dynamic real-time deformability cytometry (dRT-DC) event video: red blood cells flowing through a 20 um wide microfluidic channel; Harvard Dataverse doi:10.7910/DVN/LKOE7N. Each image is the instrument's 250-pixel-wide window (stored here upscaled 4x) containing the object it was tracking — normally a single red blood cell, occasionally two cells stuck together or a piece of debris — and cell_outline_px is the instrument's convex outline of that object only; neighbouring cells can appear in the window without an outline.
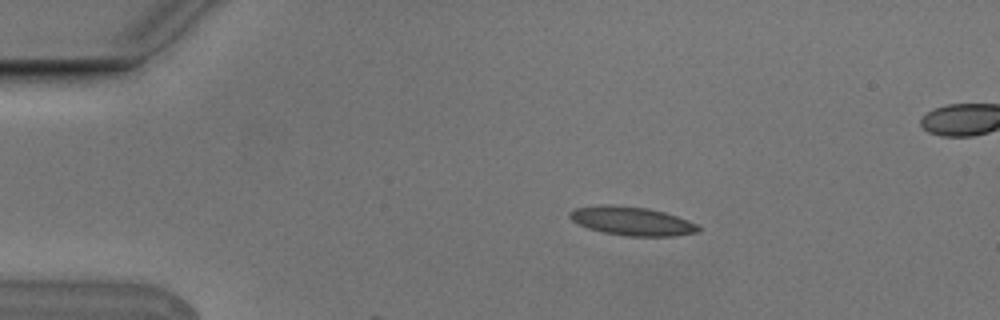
{"species": "Egyptian fruit bat (a non-hibernating species)", "species_latin": "Rousettus aegyptiacus", "temperature_condition": "cold", "stored_images_in_passage": 5, "camera_frame_rate_fps": 3000, "um_per_image_px": 0.085, "animal": {"sex": "male"}, "frame": {"image": 1, "passage_image": 3, "time_ms": 0.667, "image_size_px": [1000, 320], "cell_outline_px": [[700, 232], [676, 236], [628, 236], [604, 232], [588, 228], [572, 220], [568, 216], [568, 212], [576, 208], [604, 204], [648, 208], [664, 212], [688, 220], [696, 224], [700, 228]], "centroid_in_image_um": [53.72, 18.79], "position_along_channel_um": 31.3, "area_um2": 21.39}}